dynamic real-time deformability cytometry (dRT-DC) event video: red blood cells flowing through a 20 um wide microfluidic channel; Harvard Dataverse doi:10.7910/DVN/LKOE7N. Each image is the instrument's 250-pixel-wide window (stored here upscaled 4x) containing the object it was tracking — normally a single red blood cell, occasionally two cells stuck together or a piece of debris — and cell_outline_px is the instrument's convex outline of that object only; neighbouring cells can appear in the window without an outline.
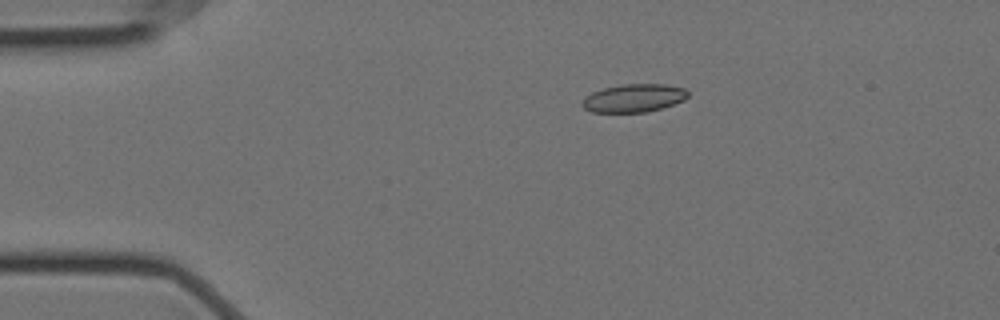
{"species": "Egyptian fruit bat (a non-hibernating species)", "species_latin": "Rousettus aegyptiacus", "temperature_condition": "cold", "stored_images_in_passage": 4, "camera_frame_rate_fps": 3000, "um_per_image_px": 0.085, "animal": {"sex": "female"}, "frame": {"image": 1, "passage_image": 3, "time_ms": 0.667, "image_size_px": [1000, 320], "cell_outline_px": [[688, 96], [684, 100], [660, 108], [644, 112], [592, 112], [584, 108], [580, 104], [592, 92], [604, 88], [624, 84], [664, 84], [684, 88], [688, 92]], "centroid_in_image_um": [53.87, 8.33], "position_along_channel_um": 31.1, "area_um2": 17.05}}